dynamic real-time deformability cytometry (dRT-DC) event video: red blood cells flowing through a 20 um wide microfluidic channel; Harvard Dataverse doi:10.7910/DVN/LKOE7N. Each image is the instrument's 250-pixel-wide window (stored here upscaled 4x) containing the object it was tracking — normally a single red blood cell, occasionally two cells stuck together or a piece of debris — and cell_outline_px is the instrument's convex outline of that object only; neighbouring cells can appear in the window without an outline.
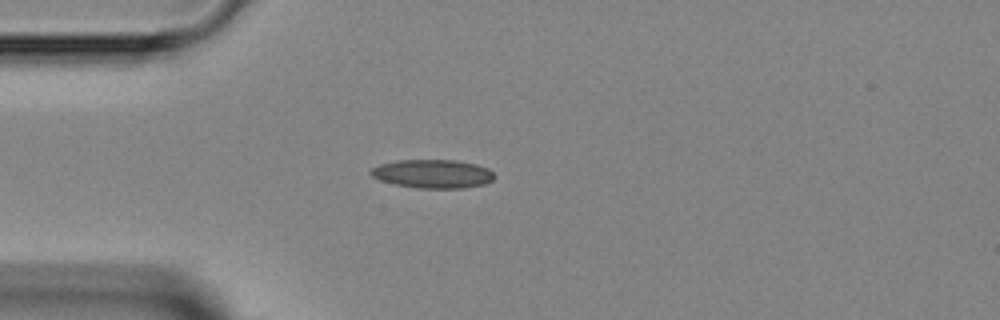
{"species": "Egyptian fruit bat (a non-hibernating species)", "species_latin": "Rousettus aegyptiacus", "temperature_condition": "room temperature", "stored_images_in_passage": 1, "camera_frame_rate_fps": 3000, "um_per_image_px": 0.085, "animal": {"sex": "female"}, "frame": {"image": 1, "passage_image": 1, "time_ms": 0.0, "image_size_px": [1000, 320], "cell_outline_px": [[496, 176], [492, 180], [484, 184], [460, 188], [416, 188], [396, 184], [380, 180], [372, 176], [368, 172], [372, 168], [380, 164], [396, 160], [456, 160], [476, 164], [488, 168]], "centroid_in_image_um": [36.78, 14.77], "position_along_channel_um": 48.2, "area_um2": 20.58}}